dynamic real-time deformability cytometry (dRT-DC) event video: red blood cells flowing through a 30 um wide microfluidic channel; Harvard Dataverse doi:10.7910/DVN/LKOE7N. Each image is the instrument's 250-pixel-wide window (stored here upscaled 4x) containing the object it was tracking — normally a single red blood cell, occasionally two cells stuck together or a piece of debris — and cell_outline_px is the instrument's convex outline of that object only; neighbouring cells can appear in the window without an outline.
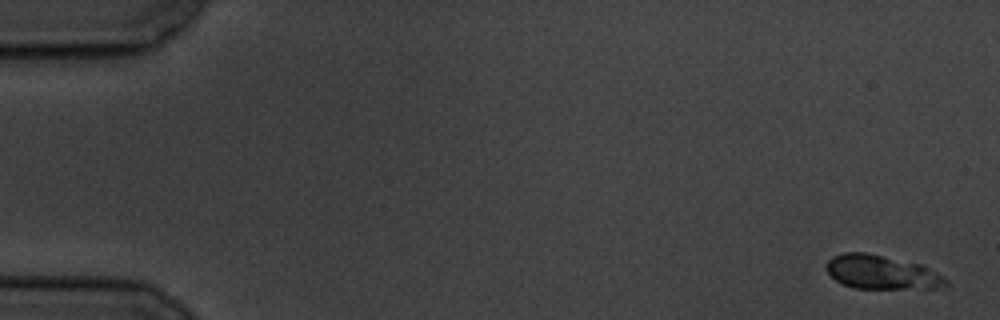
{"species": "common noctule bat (a hibernating species)", "species_latin": "Nyctalus noctula", "temperature_condition": "cold", "stored_images_in_passage": 7, "camera_frame_rate_fps": 3000, "um_per_image_px": 0.085, "animal": {"sex": "male", "body_mass_g": 19.5, "forearm_length_mm": 54.6}, "frame": {"image": 1, "passage_image": 1, "time_ms": 0.0, "image_size_px": [1000, 320], "cell_outline_px": [[948, 288], [852, 288], [836, 280], [824, 268], [824, 264], [832, 256], [844, 252], [864, 252], [924, 264], [944, 276], [948, 280]], "centroid_in_image_um": [74.98, 23.13], "position_along_channel_um": 10.0, "area_um2": 23.99}}
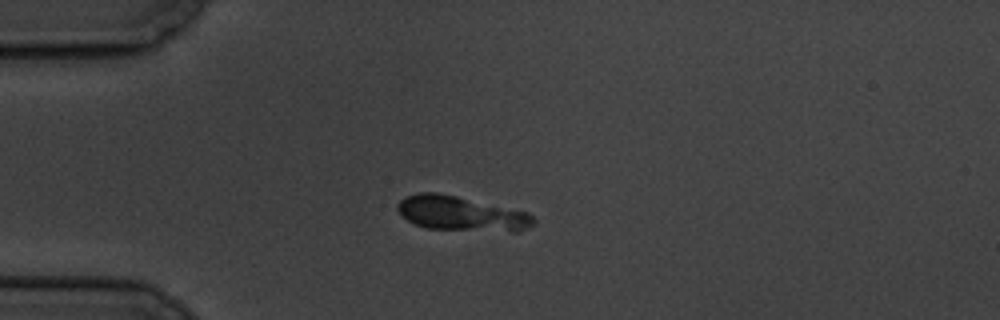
{"frame": {"image": 2, "passage_image": 5, "time_ms": 4.667, "image_size_px": [1000, 320], "cell_outline_px": [[536, 220], [532, 224], [520, 232], [508, 232], [424, 228], [412, 224], [396, 208], [396, 204], [400, 200], [408, 196], [420, 192], [436, 192], [456, 196], [528, 212]], "centroid_in_image_um": [39.21, 18.17], "position_along_channel_um": 45.8, "area_um2": 27.51}}